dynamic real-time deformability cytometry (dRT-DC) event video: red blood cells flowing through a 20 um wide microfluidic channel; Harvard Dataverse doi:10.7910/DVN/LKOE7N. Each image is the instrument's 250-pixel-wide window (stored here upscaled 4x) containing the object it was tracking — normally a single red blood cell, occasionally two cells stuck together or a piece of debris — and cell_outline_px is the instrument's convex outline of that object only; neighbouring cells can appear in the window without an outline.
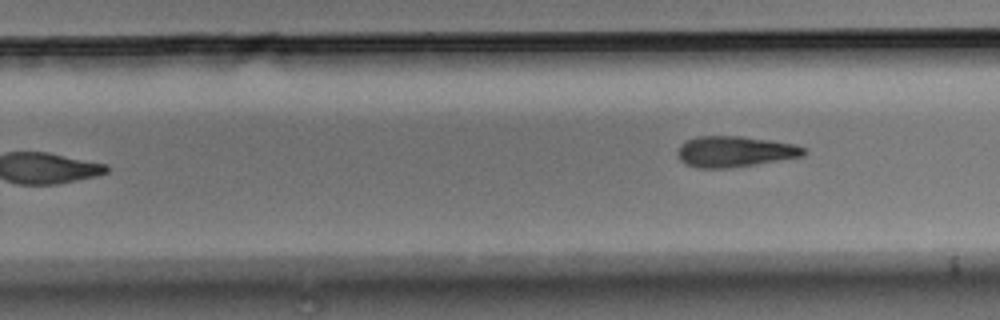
{"species": "Egyptian fruit bat (a non-hibernating species)", "species_latin": "Rousettus aegyptiacus", "temperature_condition": "room temperature", "stored_images_in_passage": 10, "camera_frame_rate_fps": 3000, "um_per_image_px": 0.085, "animal": {"sex": "male"}, "frame": {"image": 1, "passage_image": 10, "time_ms": 3.0, "image_size_px": [1000, 320], "cell_outline_px": [[804, 156], [732, 168], [696, 168], [680, 160], [676, 152], [680, 144], [684, 140], [696, 136], [740, 136], [768, 140], [792, 144], [804, 148]], "centroid_in_image_um": [62.38, 12.88], "position_along_channel_um": 267.4, "area_um2": 22.66}}